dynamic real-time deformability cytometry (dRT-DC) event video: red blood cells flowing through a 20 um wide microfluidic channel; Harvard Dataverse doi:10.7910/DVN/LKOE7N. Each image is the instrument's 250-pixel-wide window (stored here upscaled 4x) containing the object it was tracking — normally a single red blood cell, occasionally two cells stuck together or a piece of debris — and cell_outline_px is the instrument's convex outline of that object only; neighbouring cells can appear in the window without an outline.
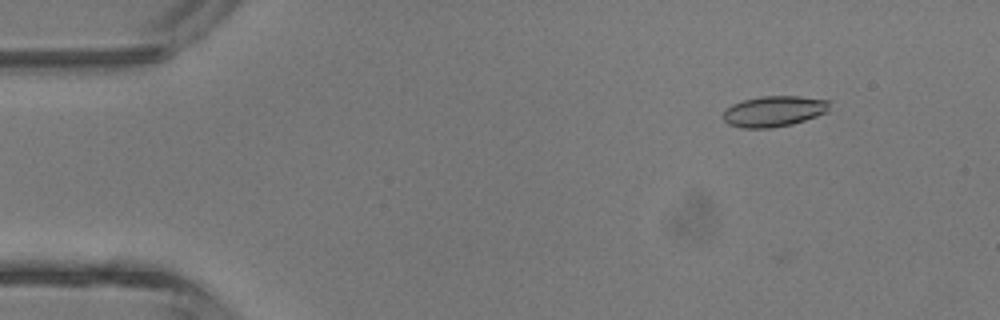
{"species": "common noctule bat (a hibernating species)", "species_latin": "Nyctalus noctula", "temperature_condition": "room temperature", "stored_images_in_passage": 4, "camera_frame_rate_fps": 3000, "um_per_image_px": 0.085, "animal": {"sex": "male", "body_mass_g": 13.3}, "frame": {"image": 1, "passage_image": 1, "time_ms": 0.0, "image_size_px": [1000, 320], "cell_outline_px": [[832, 100], [828, 112], [792, 124], [772, 128], [740, 128], [728, 124], [724, 120], [724, 108], [732, 104], [744, 100], [760, 96], [800, 96]], "centroid_in_image_um": [65.8, 9.45], "position_along_channel_um": 19.2, "area_um2": 19.31}}